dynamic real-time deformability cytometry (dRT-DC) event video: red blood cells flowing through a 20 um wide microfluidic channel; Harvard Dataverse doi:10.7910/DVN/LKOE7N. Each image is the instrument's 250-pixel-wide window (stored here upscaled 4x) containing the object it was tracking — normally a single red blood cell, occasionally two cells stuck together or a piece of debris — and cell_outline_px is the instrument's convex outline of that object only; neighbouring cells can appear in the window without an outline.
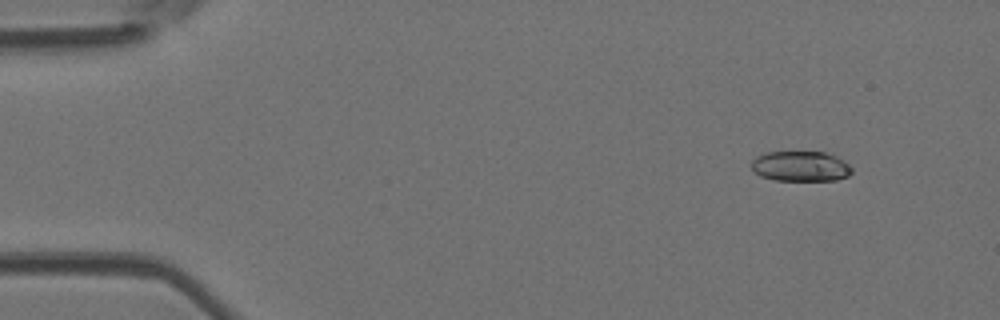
{"species": "Egyptian fruit bat (a non-hibernating species)", "species_latin": "Rousettus aegyptiacus", "temperature_condition": "room temperature", "stored_images_in_passage": 49, "camera_frame_rate_fps": 3000, "um_per_image_px": 0.085, "animal": {"sex": "female"}, "frame": {"image": 1, "passage_image": 4, "time_ms": 1.0, "image_size_px": [1000, 320], "cell_outline_px": [[852, 172], [848, 176], [836, 180], [772, 180], [760, 176], [752, 168], [752, 160], [756, 156], [768, 152], [824, 152], [836, 156], [844, 160], [852, 168]], "centroid_in_image_um": [68.06, 14.13], "position_along_channel_um": 16.9, "area_um2": 17.69}}
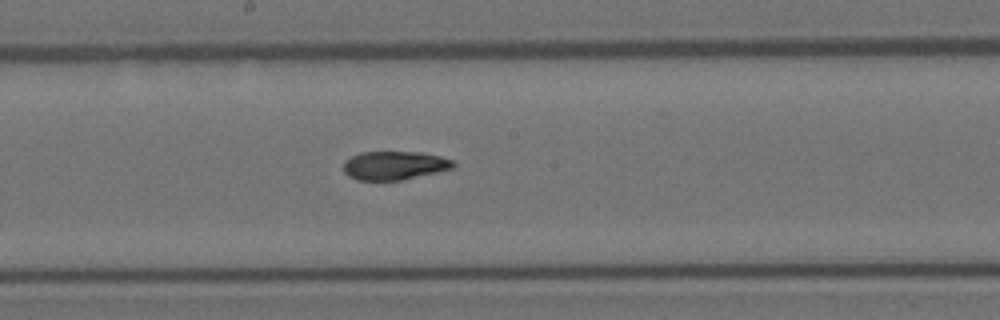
{"frame": {"image": 2, "passage_image": 26, "time_ms": 8.333, "image_size_px": [1000, 320], "cell_outline_px": [[456, 164], [452, 168], [436, 172], [400, 180], [356, 180], [348, 176], [344, 172], [344, 160], [360, 152], [424, 152], [440, 156], [452, 160]], "centroid_in_image_um": [33.5, 14.05], "position_along_channel_um": 214.7, "area_um2": 18.26}}
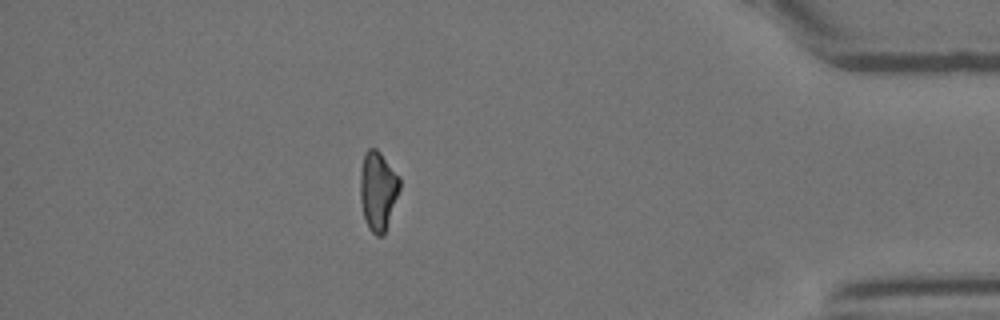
{"frame": {"image": 3, "passage_image": 43, "time_ms": 14.0, "image_size_px": [1000, 320], "cell_outline_px": [[400, 188], [384, 232], [380, 236], [376, 236], [368, 228], [364, 216], [360, 200], [360, 172], [364, 152], [368, 148], [376, 148], [380, 152], [400, 176]], "centroid_in_image_um": [32.11, 16.15], "position_along_channel_um": 403.1, "area_um2": 18.09}, "authors_computed_cell_mechanics": {"area_um2": 18.8428, "velocity_mm_per_s": 4.0881, "shape_relaxation_time_tau1_ms": 5.2955, "shape_relaxation_time_tau2_ms": 3.4463, "deformation_change_tau1": 0.1711, "deformation_change_tau2": 0.0815}}